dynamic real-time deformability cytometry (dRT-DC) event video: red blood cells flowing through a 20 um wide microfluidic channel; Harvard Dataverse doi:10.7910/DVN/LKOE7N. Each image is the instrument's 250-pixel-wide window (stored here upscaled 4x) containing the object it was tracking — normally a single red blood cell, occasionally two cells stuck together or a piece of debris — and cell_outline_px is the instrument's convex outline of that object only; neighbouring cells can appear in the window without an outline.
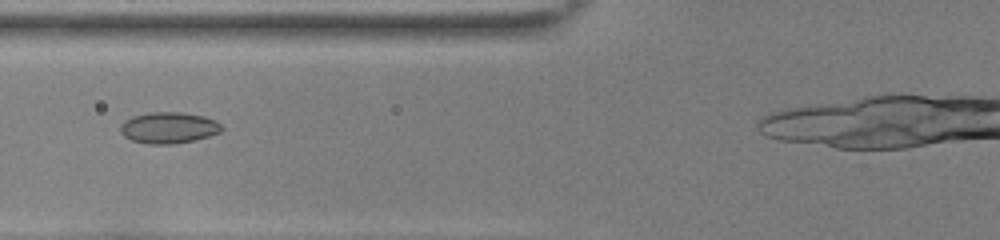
{"species": "common noctule bat (a hibernating species)", "species_latin": "Nyctalus noctula", "temperature_condition": "room temperature", "stored_images_in_passage": 21, "camera_frame_rate_fps": 3000, "um_per_image_px": 0.085, "animal": {"sex": "female", "body_mass_g": 22.0, "forearm_length_mm": 56.7}, "frame": {"image": 1, "passage_image": 5, "time_ms": 1.333, "image_size_px": [1000, 240], "cell_outline_px": [[224, 128], [220, 132], [196, 140], [172, 144], [148, 144], [132, 140], [124, 136], [120, 132], [120, 124], [124, 120], [132, 116], [148, 112], [180, 112], [204, 116], [216, 120]], "centroid_in_image_um": [14.32, 10.85], "position_along_channel_um": 111.5, "area_um2": 18.61}}
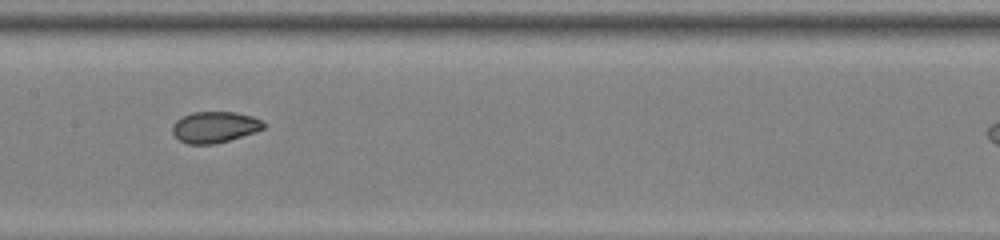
{"frame": {"image": 2, "passage_image": 11, "time_ms": 3.333, "image_size_px": [1000, 240], "cell_outline_px": [[264, 128], [256, 132], [228, 140], [212, 144], [188, 144], [180, 140], [172, 132], [172, 124], [180, 116], [192, 112], [236, 112], [252, 116], [260, 120], [264, 124]], "centroid_in_image_um": [18.22, 10.79], "position_along_channel_um": 189.2, "area_um2": 16.53}}
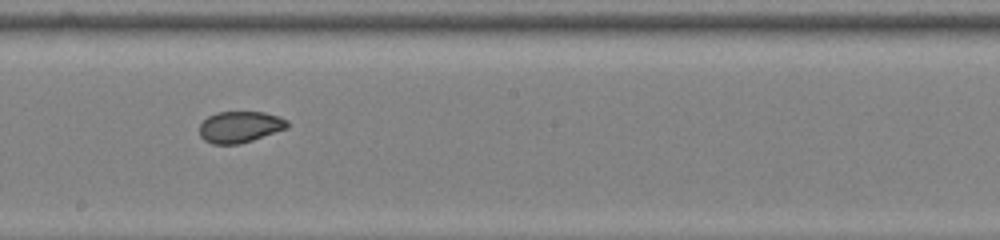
{"frame": {"image": 3, "passage_image": 14, "time_ms": 4.333, "image_size_px": [1000, 240], "cell_outline_px": [[288, 128], [240, 144], [212, 144], [204, 140], [200, 136], [200, 124], [208, 116], [216, 112], [264, 112], [288, 120]], "centroid_in_image_um": [20.38, 10.79], "position_along_channel_um": 227.8, "area_um2": 16.01}}